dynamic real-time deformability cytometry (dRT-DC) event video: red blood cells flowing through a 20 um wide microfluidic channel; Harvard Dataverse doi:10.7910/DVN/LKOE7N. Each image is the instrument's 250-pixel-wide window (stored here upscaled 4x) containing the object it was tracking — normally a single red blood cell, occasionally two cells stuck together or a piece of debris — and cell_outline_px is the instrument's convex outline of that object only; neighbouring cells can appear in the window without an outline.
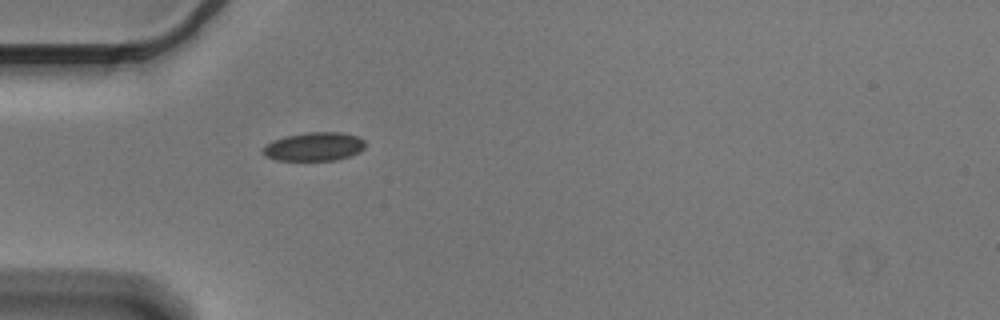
{"species": "Egyptian fruit bat (a non-hibernating species)", "species_latin": "Rousettus aegyptiacus", "temperature_condition": "cold", "stored_images_in_passage": 1, "camera_frame_rate_fps": 3000, "um_per_image_px": 0.085, "animal": {"sex": "male"}, "frame": {"image": 1, "passage_image": 1, "time_ms": 0.0, "image_size_px": [1000, 320], "cell_outline_px": [[364, 148], [360, 152], [352, 156], [336, 160], [276, 160], [264, 156], [260, 152], [264, 144], [272, 140], [288, 136], [308, 132], [340, 132], [356, 136], [364, 140]], "centroid_in_image_um": [26.66, 12.47], "position_along_channel_um": 58.3, "area_um2": 17.22}}